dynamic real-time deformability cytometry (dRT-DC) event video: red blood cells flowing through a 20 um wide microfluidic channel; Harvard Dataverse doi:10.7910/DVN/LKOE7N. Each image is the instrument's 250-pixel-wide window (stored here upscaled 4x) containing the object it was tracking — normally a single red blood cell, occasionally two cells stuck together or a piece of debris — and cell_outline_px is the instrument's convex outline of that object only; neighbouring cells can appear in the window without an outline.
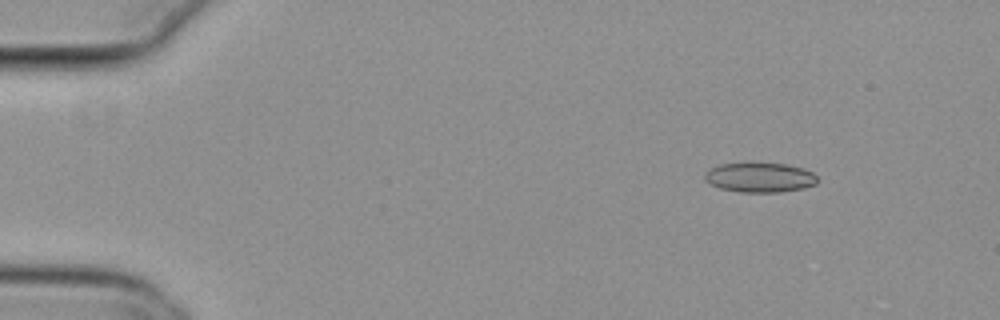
{"species": "common noctule bat (a hibernating species)", "species_latin": "Nyctalus noctula", "temperature_condition": "cold", "stored_images_in_passage": 52, "camera_frame_rate_fps": 3000, "um_per_image_px": 0.085, "animal": {"sex": "female", "body_mass_g": 29.2, "forearm_length_mm": 56.3}, "frame": {"image": 1, "passage_image": 4, "time_ms": 1.0, "image_size_px": [1000, 320], "cell_outline_px": [[816, 184], [804, 188], [780, 192], [740, 192], [720, 188], [704, 180], [704, 172], [720, 164], [752, 160], [784, 164], [804, 168], [812, 172], [816, 176]], "centroid_in_image_um": [64.55, 15.04], "position_along_channel_um": 20.4, "area_um2": 20.11}}
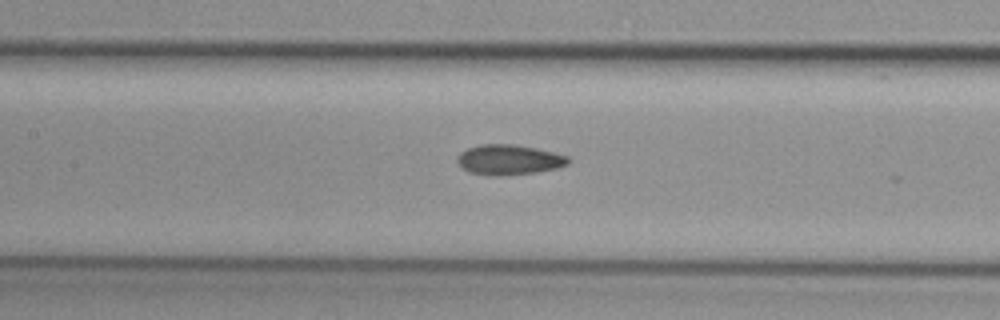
{"frame": {"image": 2, "passage_image": 23, "time_ms": 7.333, "image_size_px": [1000, 320], "cell_outline_px": [[568, 164], [556, 168], [536, 172], [496, 176], [468, 172], [456, 160], [460, 152], [468, 148], [480, 144], [516, 144], [536, 148], [568, 156]], "centroid_in_image_um": [43.24, 13.57], "position_along_channel_um": 164.2, "area_um2": 19.31}}
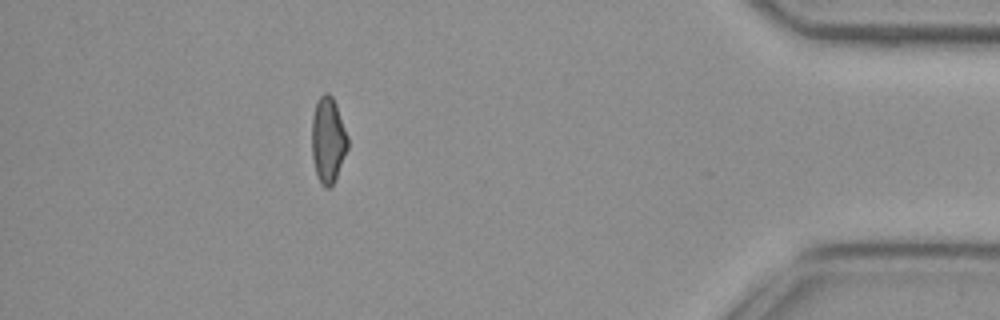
{"frame": {"image": 3, "passage_image": 46, "time_ms": 15.0, "image_size_px": [1000, 320], "cell_outline_px": [[348, 148], [336, 180], [328, 188], [324, 188], [320, 184], [316, 172], [312, 156], [312, 116], [316, 100], [324, 92], [328, 92], [332, 96], [336, 104], [348, 136]], "centroid_in_image_um": [27.88, 11.9], "position_along_channel_um": 407.3, "area_um2": 18.21}, "authors_computed_cell_mechanics": {"area_um2": 18.9584, "velocity_mm_per_s": 3.816, "shape_relaxation_time_tau1_ms": null, "shape_relaxation_time_tau2_ms": 6.5507, "deformation_change_tau1": null, "deformation_change_tau2": 0.1048}}